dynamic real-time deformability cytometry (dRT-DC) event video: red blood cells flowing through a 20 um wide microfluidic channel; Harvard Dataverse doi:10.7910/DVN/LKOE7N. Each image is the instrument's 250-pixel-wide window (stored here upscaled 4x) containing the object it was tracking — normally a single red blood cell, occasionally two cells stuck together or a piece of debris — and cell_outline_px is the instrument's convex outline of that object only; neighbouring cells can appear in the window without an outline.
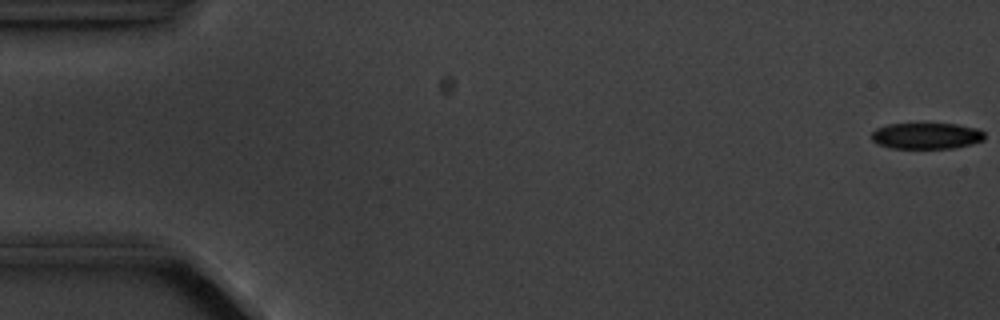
{"species": "common noctule bat (a hibernating species)", "species_latin": "Nyctalus noctula", "temperature_condition": "cold", "stored_images_in_passage": 4, "camera_frame_rate_fps": 3000, "um_per_image_px": 0.085, "animal": {"sex": "male", "body_mass_g": 20.1, "forearm_length_mm": 53.5}, "frame": {"image": 1, "passage_image": 1, "time_ms": 0.0, "image_size_px": [1000, 320], "cell_outline_px": [[984, 140], [972, 144], [956, 148], [892, 148], [876, 144], [872, 140], [872, 132], [876, 128], [888, 124], [956, 124], [976, 128], [984, 132]], "centroid_in_image_um": [78.74, 11.55], "position_along_channel_um": 6.3, "area_um2": 17.28}}